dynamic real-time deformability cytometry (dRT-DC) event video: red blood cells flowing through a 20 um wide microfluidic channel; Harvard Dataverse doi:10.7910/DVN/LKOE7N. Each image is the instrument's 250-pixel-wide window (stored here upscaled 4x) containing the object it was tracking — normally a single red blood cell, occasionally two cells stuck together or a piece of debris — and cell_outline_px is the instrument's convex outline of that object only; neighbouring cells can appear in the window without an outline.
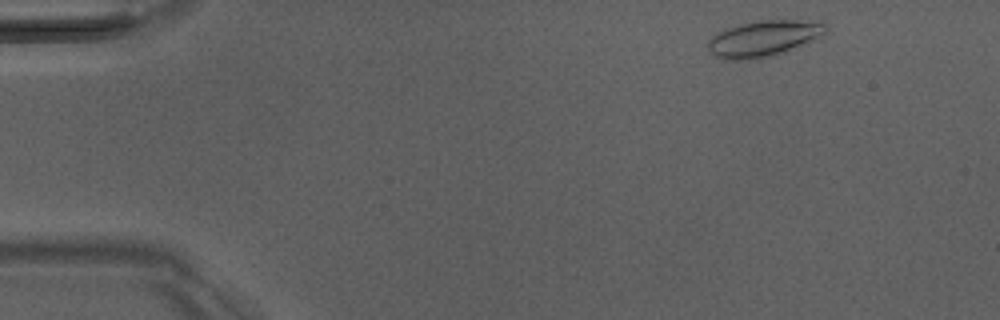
{"species": "Egyptian fruit bat (a non-hibernating species)", "species_latin": "Rousettus aegyptiacus", "temperature_condition": "room temperature", "stored_images_in_passage": 47, "camera_frame_rate_fps": 3000, "um_per_image_px": 0.085, "animal": {"sex": "male"}, "frame": {"image": 1, "passage_image": 2, "time_ms": 0.333, "image_size_px": [1000, 320], "cell_outline_px": [[828, 28], [820, 36], [812, 40], [780, 52], [756, 60], [728, 60], [716, 56], [708, 48], [708, 40], [720, 32], [728, 28], [740, 24], [760, 20], [824, 20], [828, 24]], "centroid_in_image_um": [64.94, 3.25], "position_along_channel_um": 20.1, "area_um2": 24.39}}
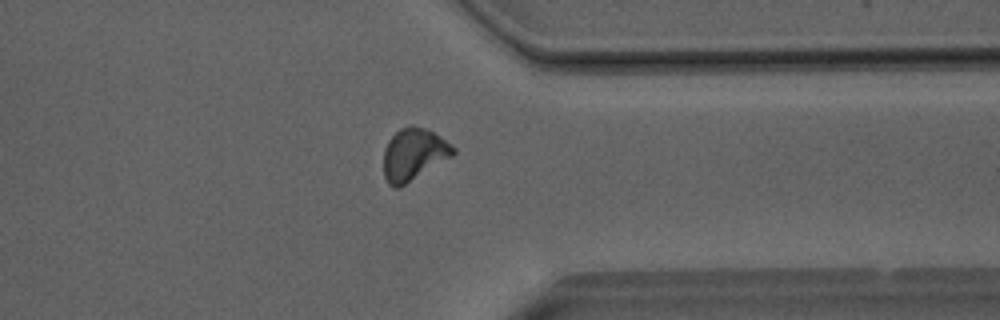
{"frame": {"image": 2, "passage_image": 36, "time_ms": 11.667, "image_size_px": [1000, 320], "cell_outline_px": [[456, 152], [452, 156], [400, 188], [396, 188], [388, 184], [384, 176], [384, 148], [388, 140], [400, 128], [424, 128], [440, 136], [452, 144], [456, 148]], "centroid_in_image_um": [35.16, 13.16], "position_along_channel_um": 376.2, "area_um2": 20.87}}
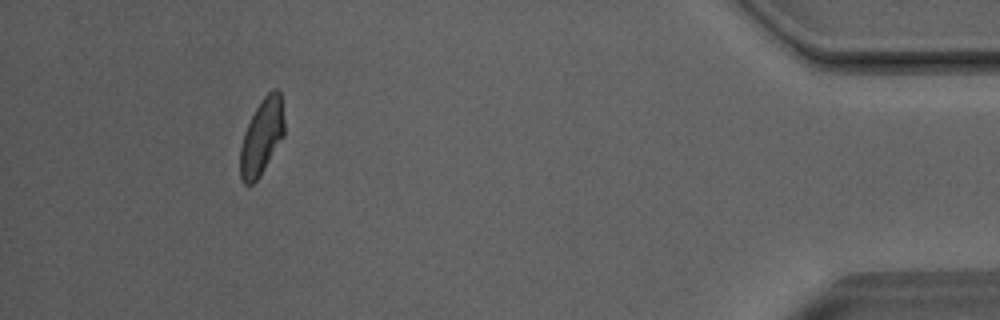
{"frame": {"image": 3, "passage_image": 43, "time_ms": 14.0, "image_size_px": [1000, 320], "cell_outline_px": [[284, 136], [260, 176], [252, 184], [244, 184], [240, 176], [240, 148], [244, 132], [256, 108], [264, 96], [272, 88], [276, 88], [280, 92], [284, 120]], "centroid_in_image_um": [22.25, 11.63], "position_along_channel_um": 412.9, "area_um2": 19.42}, "authors_computed_cell_mechanics": {"area_um2": 20.519, "velocity_mm_per_s": 4.0548, "shape_relaxation_time_tau1_ms": 8.1381, "shape_relaxation_time_tau2_ms": 2.5274, "deformation_change_tau1": 0.1878, "deformation_change_tau2": 0.0765}}